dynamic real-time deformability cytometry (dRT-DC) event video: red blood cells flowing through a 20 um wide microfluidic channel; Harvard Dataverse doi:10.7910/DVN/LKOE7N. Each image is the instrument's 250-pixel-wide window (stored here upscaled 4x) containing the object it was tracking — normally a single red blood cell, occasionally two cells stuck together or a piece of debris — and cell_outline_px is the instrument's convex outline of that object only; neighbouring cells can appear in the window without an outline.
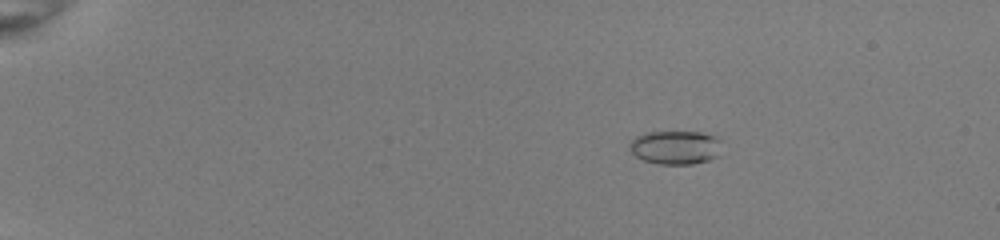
{"species": "common noctule bat (a hibernating species)", "species_latin": "Nyctalus noctula", "temperature_condition": "room temperature", "stored_images_in_passage": 47, "camera_frame_rate_fps": 3000, "um_per_image_px": 0.085, "animal": {"sex": "female", "body_mass_g": 22.0, "forearm_length_mm": 56.7}, "frame": {"image": 1, "passage_image": 4, "time_ms": 1.0, "image_size_px": [1000, 240], "cell_outline_px": [[720, 156], [708, 160], [692, 164], [660, 164], [644, 160], [636, 156], [628, 148], [628, 144], [636, 136], [644, 132], [700, 132], [716, 136], [720, 140]], "centroid_in_image_um": [57.42, 12.52], "position_along_channel_um": 27.6, "area_um2": 18.26}}
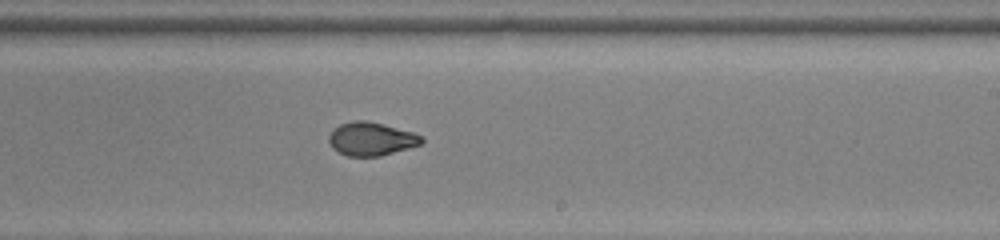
{"frame": {"image": 2, "passage_image": 29, "time_ms": 9.333, "image_size_px": [1000, 240], "cell_outline_px": [[424, 140], [420, 144], [408, 148], [380, 156], [348, 156], [332, 148], [328, 140], [328, 136], [340, 124], [352, 120], [364, 120], [384, 124], [412, 132], [420, 136]], "centroid_in_image_um": [31.53, 11.8], "position_along_channel_um": 257.5, "area_um2": 17.8}}
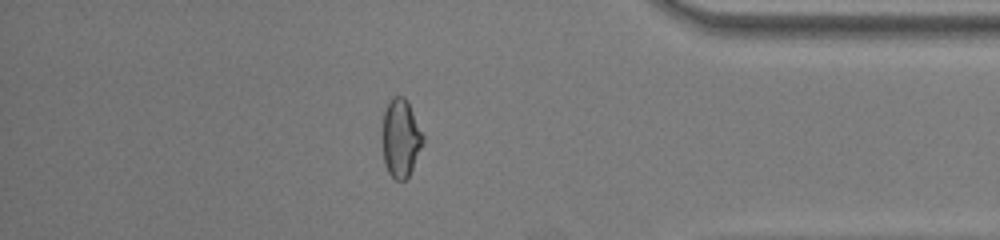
{"frame": {"image": 3, "passage_image": 41, "time_ms": 13.333, "image_size_px": [1000, 240], "cell_outline_px": [[424, 144], [408, 176], [404, 180], [396, 180], [388, 172], [384, 164], [384, 112], [388, 100], [392, 96], [404, 96], [424, 136]], "centroid_in_image_um": [34.08, 11.74], "position_along_channel_um": 401.1, "area_um2": 18.09}, "authors_computed_cell_mechanics": {"area_um2": 18.2648, "velocity_mm_per_s": 4.0362, "shape_relaxation_time_tau1_ms": 5.5582, "shape_relaxation_time_tau2_ms": 0.9935, "deformation_change_tau1": 0.1766, "deformation_change_tau2": 0.0471}}